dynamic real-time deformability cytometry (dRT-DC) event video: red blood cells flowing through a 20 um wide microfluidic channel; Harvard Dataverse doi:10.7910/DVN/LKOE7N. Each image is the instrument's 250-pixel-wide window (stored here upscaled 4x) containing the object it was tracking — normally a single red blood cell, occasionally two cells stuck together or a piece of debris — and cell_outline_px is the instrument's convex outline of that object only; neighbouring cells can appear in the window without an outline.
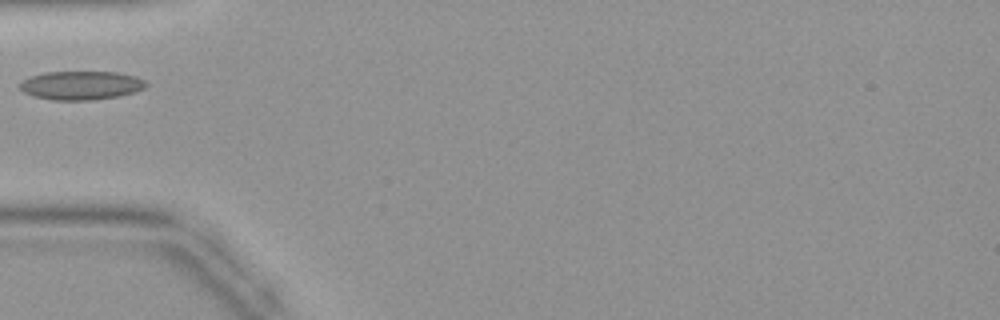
{"species": "common noctule bat (a hibernating species)", "species_latin": "Nyctalus noctula", "temperature_condition": "warm", "stored_images_in_passage": 30, "camera_frame_rate_fps": 3000, "um_per_image_px": 0.085, "animal": {"sex": "female", "body_mass_g": 19.9}, "frame": {"image": 1, "passage_image": 1, "time_ms": 0.0, "image_size_px": [1000, 320], "cell_outline_px": [[148, 84], [144, 88], [120, 96], [92, 100], [52, 100], [36, 96], [24, 92], [16, 84], [20, 80], [44, 72], [116, 72], [136, 76], [144, 80]], "centroid_in_image_um": [6.87, 7.25], "position_along_channel_um": 78.1, "area_um2": 21.15}}
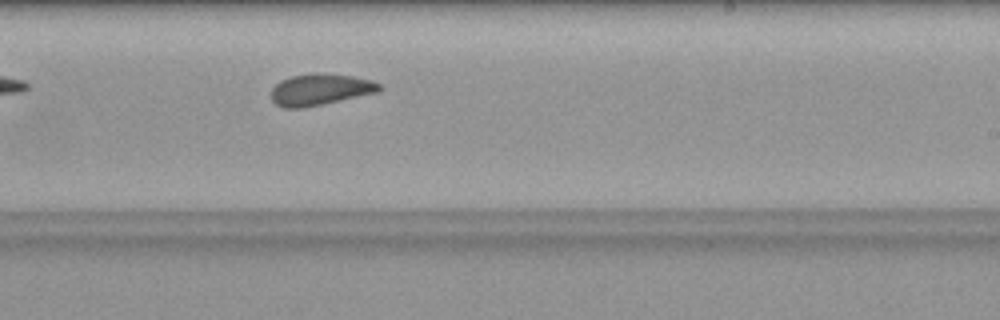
{"frame": {"image": 2, "passage_image": 13, "time_ms": 4.0, "image_size_px": [1000, 320], "cell_outline_px": [[384, 88], [380, 92], [304, 108], [284, 108], [276, 104], [272, 100], [272, 88], [280, 80], [292, 76], [324, 72], [352, 76], [372, 80], [380, 84]], "centroid_in_image_um": [27.26, 7.61], "position_along_channel_um": 261.7, "area_um2": 20.0}}